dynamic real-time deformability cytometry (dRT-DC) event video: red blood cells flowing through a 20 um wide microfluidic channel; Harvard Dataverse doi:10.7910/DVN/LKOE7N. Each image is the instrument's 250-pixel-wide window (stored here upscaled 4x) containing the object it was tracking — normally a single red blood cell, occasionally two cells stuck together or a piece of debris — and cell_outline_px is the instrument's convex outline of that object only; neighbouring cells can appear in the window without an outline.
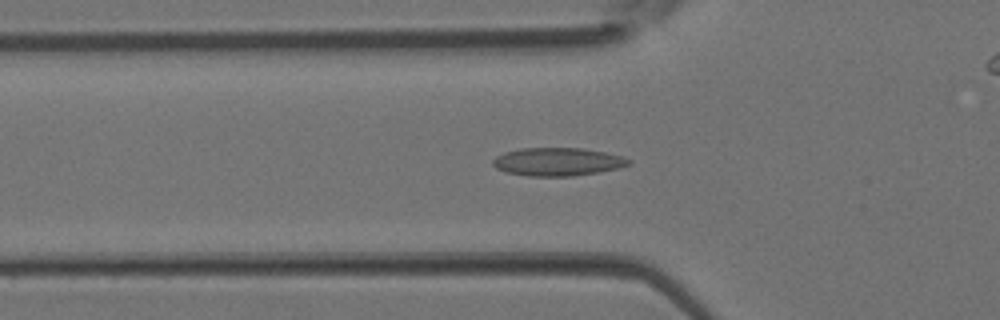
{"species": "Egyptian fruit bat (a non-hibernating species)", "species_latin": "Rousettus aegyptiacus", "temperature_condition": "room temperature", "stored_images_in_passage": 43, "camera_frame_rate_fps": 3000, "um_per_image_px": 0.085, "animal": {"sex": "female"}, "frame": {"image": 1, "passage_image": 14, "time_ms": 4.333, "image_size_px": [1000, 320], "cell_outline_px": [[632, 164], [620, 168], [600, 172], [572, 176], [528, 176], [508, 172], [496, 168], [492, 164], [492, 160], [496, 156], [504, 152], [520, 148], [584, 148], [624, 156], [632, 160]], "centroid_in_image_um": [47.44, 13.74], "position_along_channel_um": 78.4, "area_um2": 22.48}}
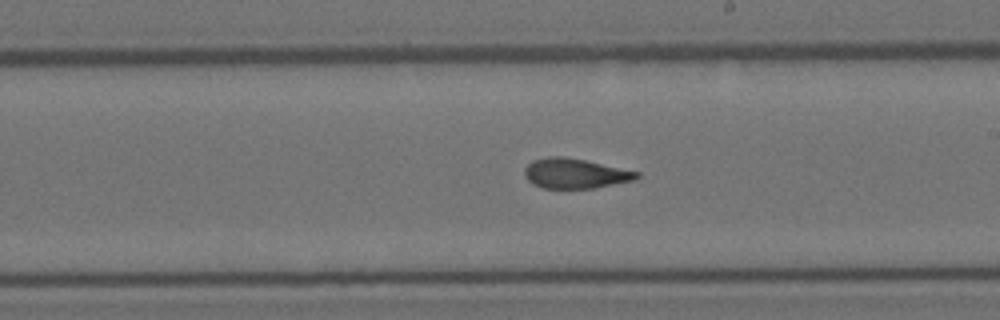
{"frame": {"image": 2, "passage_image": 24, "time_ms": 7.667, "image_size_px": [1000, 320], "cell_outline_px": [[640, 176], [636, 180], [596, 188], [544, 188], [532, 184], [524, 176], [524, 168], [532, 160], [548, 156], [564, 156], [584, 160], [640, 172]], "centroid_in_image_um": [48.88, 14.74], "position_along_channel_um": 240.1, "area_um2": 19.71}}
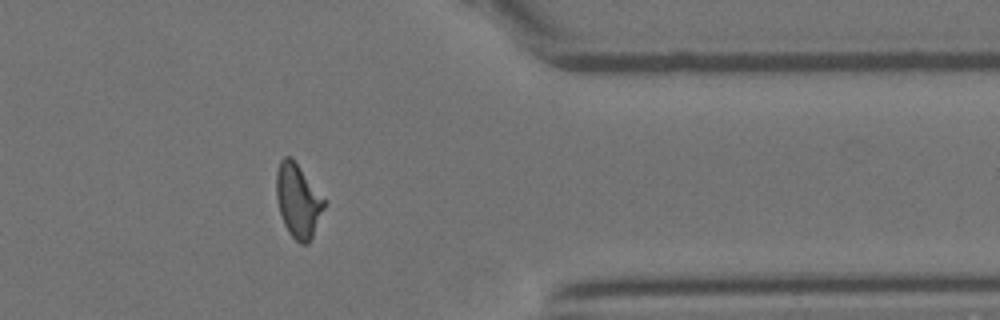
{"frame": {"image": 3, "passage_image": 34, "time_ms": 11.0, "image_size_px": [1000, 320], "cell_outline_px": [[324, 208], [312, 236], [308, 244], [300, 244], [288, 232], [284, 224], [280, 212], [276, 196], [276, 172], [280, 160], [284, 156], [292, 156], [324, 200]], "centroid_in_image_um": [25.3, 17.04], "position_along_channel_um": 386.1, "area_um2": 20.17}}